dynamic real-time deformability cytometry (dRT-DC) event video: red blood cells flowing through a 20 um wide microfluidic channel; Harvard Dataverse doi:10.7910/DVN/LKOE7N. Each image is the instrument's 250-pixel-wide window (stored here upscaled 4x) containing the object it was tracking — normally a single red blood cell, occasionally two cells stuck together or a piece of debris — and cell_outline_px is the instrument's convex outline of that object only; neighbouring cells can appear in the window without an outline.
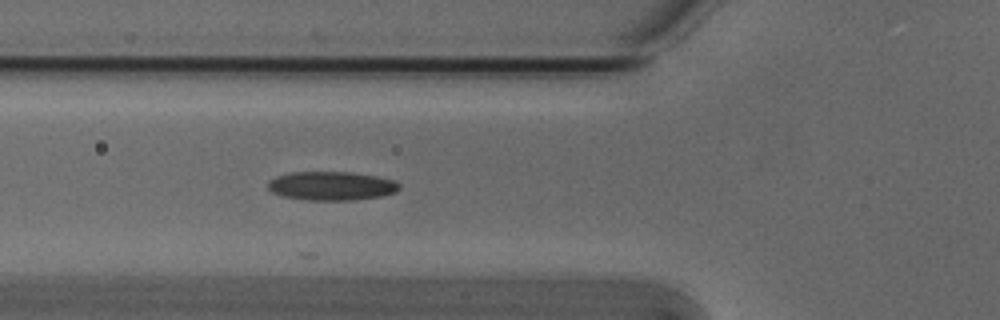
{"species": "Egyptian fruit bat (a non-hibernating species)", "species_latin": "Rousettus aegyptiacus", "temperature_condition": "cold", "stored_images_in_passage": 6, "camera_frame_rate_fps": 3000, "um_per_image_px": 0.085, "animal": {"sex": "male"}, "frame": {"image": 1, "passage_image": 6, "time_ms": 1.667, "image_size_px": [1000, 320], "cell_outline_px": [[400, 188], [396, 192], [380, 196], [352, 200], [308, 200], [284, 196], [272, 192], [268, 188], [268, 180], [276, 176], [288, 172], [352, 172], [376, 176], [396, 180], [400, 184]], "centroid_in_image_um": [28.18, 15.79], "position_along_channel_um": 97.6, "area_um2": 22.14}}